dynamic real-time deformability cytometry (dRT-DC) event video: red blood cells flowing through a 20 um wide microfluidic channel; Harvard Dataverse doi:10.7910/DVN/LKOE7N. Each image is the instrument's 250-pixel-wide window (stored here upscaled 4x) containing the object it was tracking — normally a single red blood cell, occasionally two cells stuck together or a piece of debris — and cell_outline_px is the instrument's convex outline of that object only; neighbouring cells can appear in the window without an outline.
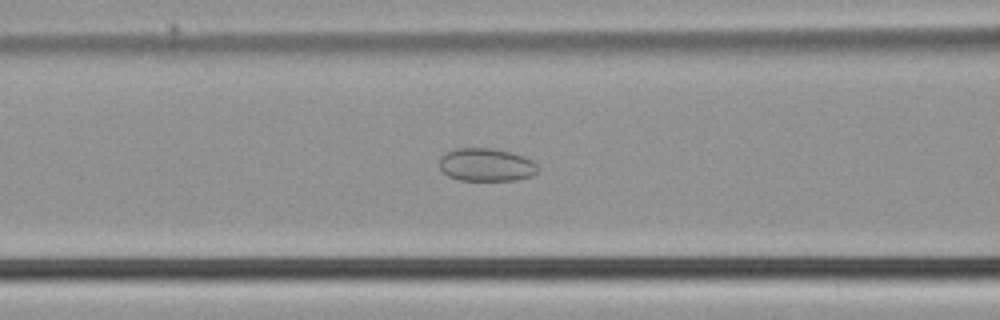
{"species": "common noctule bat (a hibernating species)", "species_latin": "Nyctalus noctula", "temperature_condition": "cold", "stored_images_in_passage": 51, "camera_frame_rate_fps": 3000, "um_per_image_px": 0.085, "animal": {"sex": "male", "body_mass_g": 21.5, "forearm_length_mm": 52.0}, "frame": {"image": 1, "passage_image": 21, "time_ms": 6.667, "image_size_px": [1000, 320], "cell_outline_px": [[540, 168], [532, 176], [516, 180], [460, 180], [448, 176], [440, 168], [440, 156], [456, 148], [492, 148], [512, 152], [532, 160]], "centroid_in_image_um": [41.35, 14.0], "position_along_channel_um": 125.3, "area_um2": 18.96}}
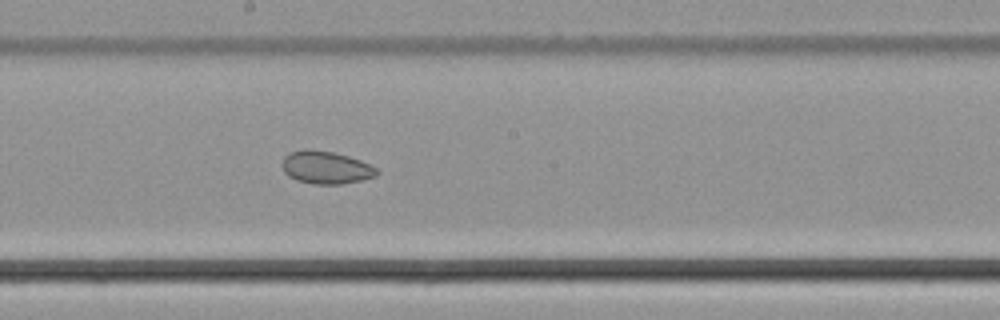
{"frame": {"image": 2, "passage_image": 28, "time_ms": 9.0, "image_size_px": [1000, 320], "cell_outline_px": [[380, 172], [376, 176], [360, 180], [340, 184], [312, 184], [296, 180], [288, 176], [284, 172], [284, 156], [288, 152], [304, 148], [308, 148], [332, 152], [348, 156], [360, 160], [376, 168]], "centroid_in_image_um": [27.68, 14.23], "position_along_channel_um": 220.5, "area_um2": 18.03}}
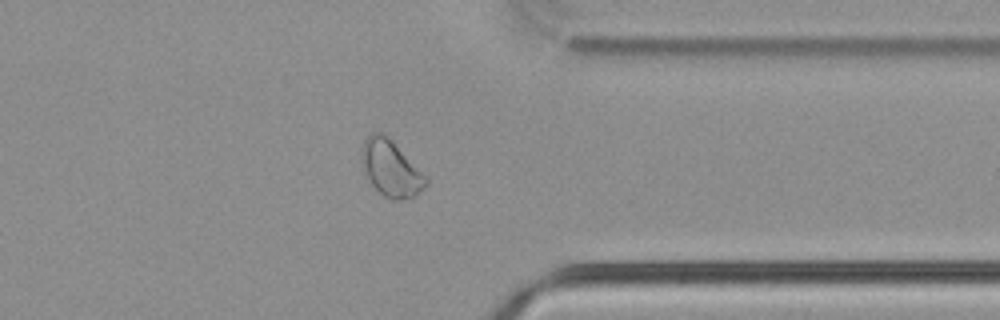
{"frame": {"image": 3, "passage_image": 40, "time_ms": 13.0, "image_size_px": [1000, 320], "cell_outline_px": [[428, 184], [416, 196], [400, 200], [392, 200], [384, 196], [368, 180], [364, 172], [360, 152], [364, 140], [372, 132], [384, 132], [428, 176]], "centroid_in_image_um": [33.24, 14.3], "position_along_channel_um": 378.2, "area_um2": 21.39}}